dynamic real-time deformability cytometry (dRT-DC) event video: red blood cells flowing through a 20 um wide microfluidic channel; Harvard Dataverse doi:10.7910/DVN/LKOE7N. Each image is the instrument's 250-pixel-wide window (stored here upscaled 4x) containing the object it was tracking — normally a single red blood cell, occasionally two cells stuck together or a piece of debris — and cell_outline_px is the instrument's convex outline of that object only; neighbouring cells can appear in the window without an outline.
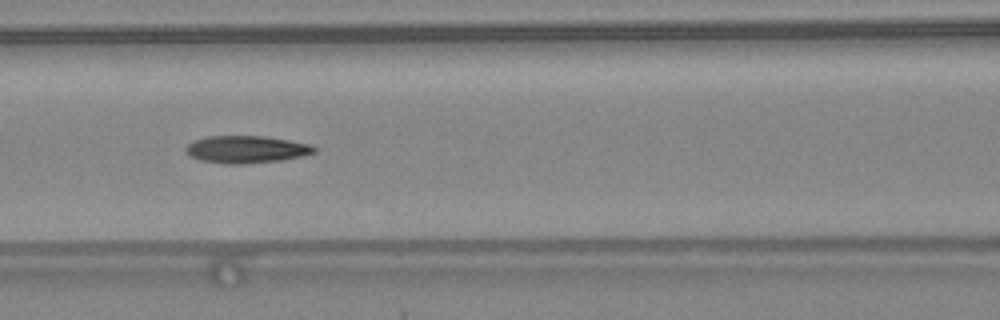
{"species": "common noctule bat (a hibernating species)", "species_latin": "Nyctalus noctula", "temperature_condition": "warm", "stored_images_in_passage": 47, "camera_frame_rate_fps": 3000, "um_per_image_px": 0.085, "animal": {"sex": "female", "body_mass_g": 24.6, "forearm_length_mm": 56.2}, "frame": {"image": 1, "passage_image": 21, "time_ms": 6.667, "image_size_px": [1000, 320], "cell_outline_px": [[316, 152], [304, 156], [280, 160], [244, 164], [224, 164], [200, 160], [184, 152], [184, 148], [188, 144], [196, 140], [208, 136], [264, 136], [312, 144], [316, 148]], "centroid_in_image_um": [20.95, 12.7], "position_along_channel_um": 145.6, "area_um2": 20.52}, "authors_computed_cell_mechanics": {"area_um2": 19.8254, "velocity_mm_per_s": 4.4017, "shape_relaxation_time_tau1_ms": 11.159, "shape_relaxation_time_tau2_ms": 3.0485, "deformation_change_tau1": 0.3137, "deformation_change_tau2": 0.1171}}